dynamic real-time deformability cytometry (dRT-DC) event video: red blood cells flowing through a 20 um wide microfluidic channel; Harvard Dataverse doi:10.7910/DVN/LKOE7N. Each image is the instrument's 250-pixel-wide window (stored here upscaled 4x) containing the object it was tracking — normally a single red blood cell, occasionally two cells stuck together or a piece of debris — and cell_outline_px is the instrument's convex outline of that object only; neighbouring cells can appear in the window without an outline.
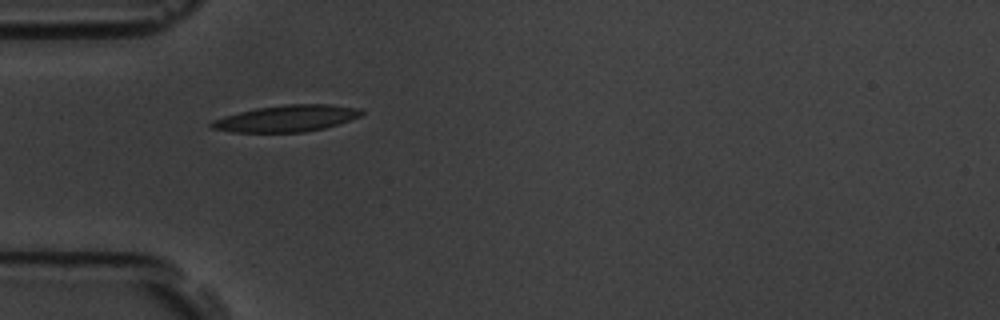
{"species": "common noctule bat (a hibernating species)", "species_latin": "Nyctalus noctula", "temperature_condition": "room temperature", "stored_images_in_passage": 4, "camera_frame_rate_fps": 3000, "um_per_image_px": 0.085, "animal": {"sex": "male", "body_mass_g": 19.5, "forearm_length_mm": 54.6}, "frame": {"image": 1, "passage_image": 3, "time_ms": 0.667, "image_size_px": [1000, 320], "cell_outline_px": [[364, 112], [360, 116], [324, 128], [304, 132], [232, 132], [212, 128], [208, 124], [212, 120], [224, 116], [256, 108], [284, 104], [332, 104], [360, 108]], "centroid_in_image_um": [24.35, 10.06], "position_along_channel_um": 60.7, "area_um2": 23.12}}
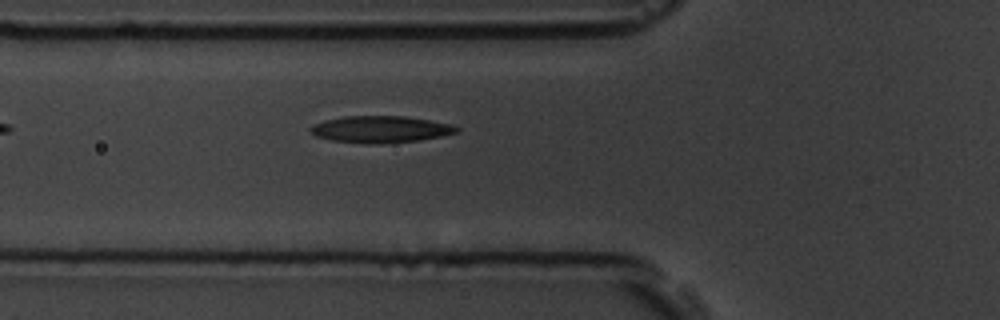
{"frame": {"image": 2, "passage_image": 4, "time_ms": 1.0, "image_size_px": [1000, 320], "cell_outline_px": [[460, 132], [420, 140], [380, 144], [376, 144], [332, 140], [316, 136], [308, 128], [324, 120], [344, 116], [404, 116], [452, 124], [460, 128]], "centroid_in_image_um": [32.38, 10.99], "position_along_channel_um": 93.4, "area_um2": 22.66}}